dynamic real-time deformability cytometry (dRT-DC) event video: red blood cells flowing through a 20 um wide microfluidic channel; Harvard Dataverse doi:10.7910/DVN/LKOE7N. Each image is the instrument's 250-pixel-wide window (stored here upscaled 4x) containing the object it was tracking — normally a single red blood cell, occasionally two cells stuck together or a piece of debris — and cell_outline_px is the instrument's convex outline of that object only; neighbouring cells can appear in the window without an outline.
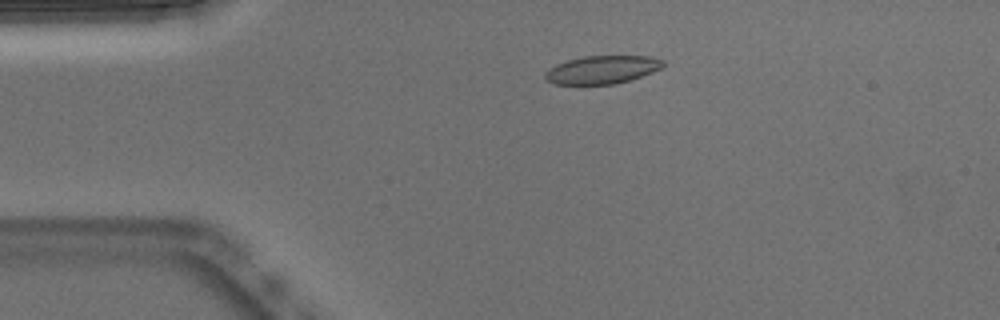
{"species": "Egyptian fruit bat (a non-hibernating species)", "species_latin": "Rousettus aegyptiacus", "temperature_condition": "warm", "stored_images_in_passage": 53, "camera_frame_rate_fps": 3000, "um_per_image_px": 0.085, "animal": {"sex": "male"}, "frame": {"image": 1, "passage_image": 11, "time_ms": 3.333, "image_size_px": [1000, 320], "cell_outline_px": [[664, 64], [660, 68], [652, 72], [628, 80], [612, 84], [556, 84], [544, 80], [544, 72], [548, 68], [556, 64], [568, 60], [584, 56], [648, 56], [664, 60]], "centroid_in_image_um": [51.12, 5.92], "position_along_channel_um": 33.9, "area_um2": 19.19}}
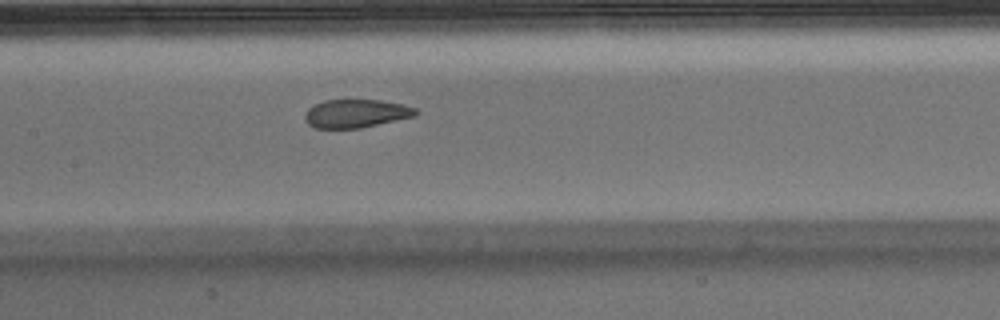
{"frame": {"image": 2, "passage_image": 25, "time_ms": 8.0, "image_size_px": [1000, 320], "cell_outline_px": [[420, 112], [416, 116], [360, 128], [316, 128], [308, 124], [304, 120], [304, 116], [308, 108], [324, 100], [380, 100], [404, 104], [416, 108]], "centroid_in_image_um": [30.29, 9.64], "position_along_channel_um": 177.1, "area_um2": 18.38}}
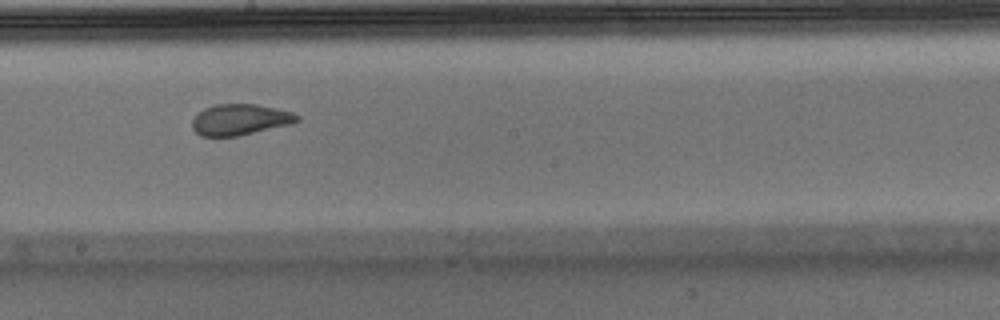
{"frame": {"image": 3, "passage_image": 29, "time_ms": 9.333, "image_size_px": [1000, 320], "cell_outline_px": [[300, 120], [292, 124], [240, 136], [200, 136], [192, 128], [192, 120], [204, 108], [216, 104], [256, 104], [276, 108], [292, 112], [300, 116]], "centroid_in_image_um": [20.43, 10.17], "position_along_channel_um": 227.8, "area_um2": 19.07}, "authors_computed_cell_mechanics": {"area_um2": 20.1144, "velocity_mm_per_s": 3.8076, "shape_relaxation_time_tau1_ms": null, "shape_relaxation_time_tau2_ms": 1.0117, "deformation_change_tau1": null, "deformation_change_tau2": 0.0488}}